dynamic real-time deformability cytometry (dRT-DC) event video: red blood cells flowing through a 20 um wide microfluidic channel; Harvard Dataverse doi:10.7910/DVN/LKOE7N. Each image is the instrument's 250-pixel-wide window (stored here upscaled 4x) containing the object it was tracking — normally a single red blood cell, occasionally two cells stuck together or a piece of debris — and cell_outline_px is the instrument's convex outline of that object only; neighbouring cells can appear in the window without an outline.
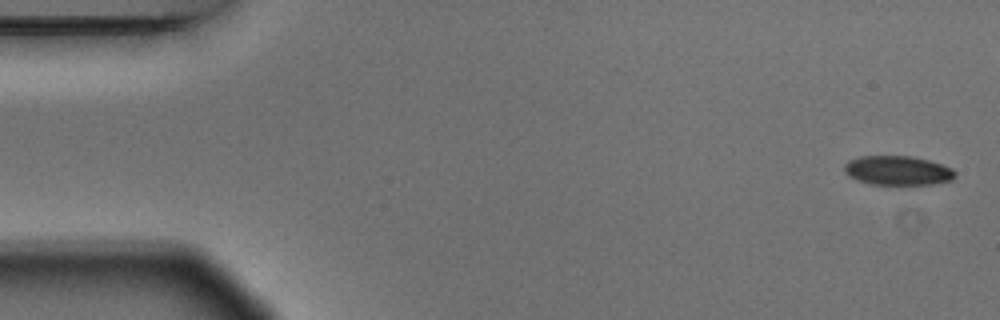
{"species": "Egyptian fruit bat (a non-hibernating species)", "species_latin": "Rousettus aegyptiacus", "temperature_condition": "warm", "stored_images_in_passage": 5, "camera_frame_rate_fps": 3000, "um_per_image_px": 0.085, "animal": {"sex": "male"}, "frame": {"image": 1, "passage_image": 1, "time_ms": 0.0, "image_size_px": [1000, 320], "cell_outline_px": [[956, 176], [952, 180], [932, 184], [872, 184], [856, 180], [848, 176], [844, 172], [844, 164], [848, 160], [860, 156], [912, 156], [928, 160], [952, 168], [956, 172]], "centroid_in_image_um": [76.28, 14.49], "position_along_channel_um": 8.7, "area_um2": 18.96}}
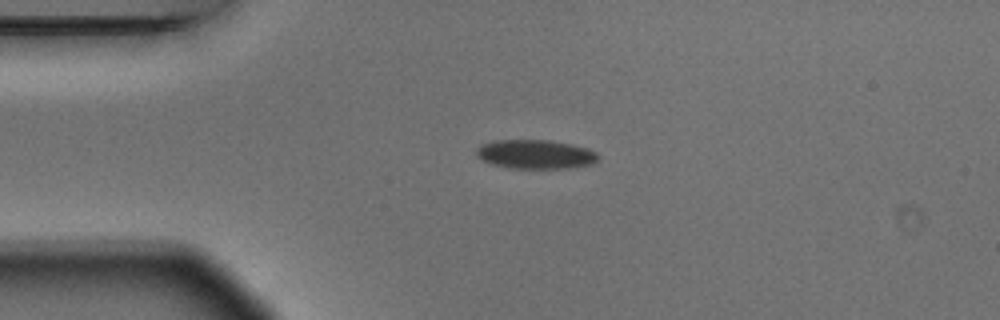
{"frame": {"image": 2, "passage_image": 4, "time_ms": 1.0, "image_size_px": [1000, 320], "cell_outline_px": [[600, 156], [592, 164], [572, 168], [508, 168], [492, 164], [480, 160], [476, 156], [476, 148], [480, 144], [496, 140], [548, 140], [572, 144], [588, 148], [596, 152]], "centroid_in_image_um": [45.49, 13.11], "position_along_channel_um": 39.5, "area_um2": 20.87}}